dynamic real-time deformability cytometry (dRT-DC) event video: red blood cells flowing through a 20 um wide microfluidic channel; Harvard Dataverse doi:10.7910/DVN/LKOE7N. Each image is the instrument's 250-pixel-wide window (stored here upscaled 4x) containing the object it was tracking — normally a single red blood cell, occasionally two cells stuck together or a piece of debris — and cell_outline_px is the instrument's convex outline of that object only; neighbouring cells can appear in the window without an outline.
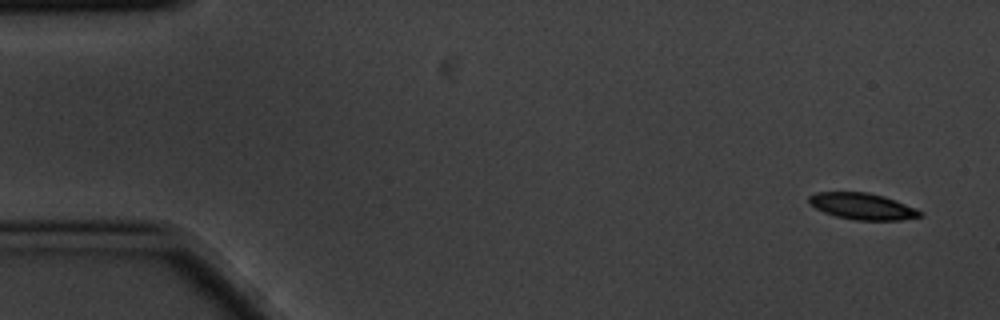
{"species": "common noctule bat (a hibernating species)", "species_latin": "Nyctalus noctula", "temperature_condition": "cold", "stored_images_in_passage": 3, "camera_frame_rate_fps": 3000, "um_per_image_px": 0.085, "animal": {"sex": "male", "body_mass_g": 20.1, "forearm_length_mm": 53.5}, "frame": {"image": 1, "passage_image": 1, "time_ms": 0.0, "image_size_px": [1000, 320], "cell_outline_px": [[924, 216], [900, 220], [852, 220], [836, 216], [824, 212], [808, 204], [808, 196], [816, 192], [868, 192], [884, 196], [896, 200], [916, 208], [924, 212]], "centroid_in_image_um": [73.32, 17.53], "position_along_channel_um": 11.7, "area_um2": 17.34}}